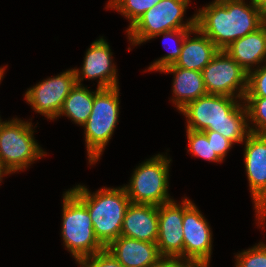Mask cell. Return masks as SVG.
<instances>
[{
  "instance_id": "cell-24",
  "label": "cell",
  "mask_w": 266,
  "mask_h": 267,
  "mask_svg": "<svg viewBox=\"0 0 266 267\" xmlns=\"http://www.w3.org/2000/svg\"><path fill=\"white\" fill-rule=\"evenodd\" d=\"M244 102L248 112L250 131L266 134V97H245Z\"/></svg>"
},
{
  "instance_id": "cell-8",
  "label": "cell",
  "mask_w": 266,
  "mask_h": 267,
  "mask_svg": "<svg viewBox=\"0 0 266 267\" xmlns=\"http://www.w3.org/2000/svg\"><path fill=\"white\" fill-rule=\"evenodd\" d=\"M32 122L18 118L0 126V161L12 172L23 171L47 153L34 137Z\"/></svg>"
},
{
  "instance_id": "cell-2",
  "label": "cell",
  "mask_w": 266,
  "mask_h": 267,
  "mask_svg": "<svg viewBox=\"0 0 266 267\" xmlns=\"http://www.w3.org/2000/svg\"><path fill=\"white\" fill-rule=\"evenodd\" d=\"M265 22L266 16L252 1L248 4L245 0H214L196 12V27L219 50H225Z\"/></svg>"
},
{
  "instance_id": "cell-7",
  "label": "cell",
  "mask_w": 266,
  "mask_h": 267,
  "mask_svg": "<svg viewBox=\"0 0 266 267\" xmlns=\"http://www.w3.org/2000/svg\"><path fill=\"white\" fill-rule=\"evenodd\" d=\"M190 0H161L146 11L126 33L131 46L141 45L154 35L174 29H194L196 14L183 21ZM189 20V21H188Z\"/></svg>"
},
{
  "instance_id": "cell-33",
  "label": "cell",
  "mask_w": 266,
  "mask_h": 267,
  "mask_svg": "<svg viewBox=\"0 0 266 267\" xmlns=\"http://www.w3.org/2000/svg\"><path fill=\"white\" fill-rule=\"evenodd\" d=\"M5 121H2L1 118H0V126L4 123Z\"/></svg>"
},
{
  "instance_id": "cell-28",
  "label": "cell",
  "mask_w": 266,
  "mask_h": 267,
  "mask_svg": "<svg viewBox=\"0 0 266 267\" xmlns=\"http://www.w3.org/2000/svg\"><path fill=\"white\" fill-rule=\"evenodd\" d=\"M208 140H211V146L213 147V150L217 154V156L223 161L226 157L228 151L232 148L233 142L229 139L225 138L223 135H221L218 132L205 130L203 131Z\"/></svg>"
},
{
  "instance_id": "cell-26",
  "label": "cell",
  "mask_w": 266,
  "mask_h": 267,
  "mask_svg": "<svg viewBox=\"0 0 266 267\" xmlns=\"http://www.w3.org/2000/svg\"><path fill=\"white\" fill-rule=\"evenodd\" d=\"M245 97H266V62L248 73Z\"/></svg>"
},
{
  "instance_id": "cell-30",
  "label": "cell",
  "mask_w": 266,
  "mask_h": 267,
  "mask_svg": "<svg viewBox=\"0 0 266 267\" xmlns=\"http://www.w3.org/2000/svg\"><path fill=\"white\" fill-rule=\"evenodd\" d=\"M266 16V0H250Z\"/></svg>"
},
{
  "instance_id": "cell-22",
  "label": "cell",
  "mask_w": 266,
  "mask_h": 267,
  "mask_svg": "<svg viewBox=\"0 0 266 267\" xmlns=\"http://www.w3.org/2000/svg\"><path fill=\"white\" fill-rule=\"evenodd\" d=\"M161 0H109L105 9H113L120 12L130 21L131 27L146 11L151 9Z\"/></svg>"
},
{
  "instance_id": "cell-16",
  "label": "cell",
  "mask_w": 266,
  "mask_h": 267,
  "mask_svg": "<svg viewBox=\"0 0 266 267\" xmlns=\"http://www.w3.org/2000/svg\"><path fill=\"white\" fill-rule=\"evenodd\" d=\"M158 206L130 203L126 209L121 236L156 243L158 237Z\"/></svg>"
},
{
  "instance_id": "cell-21",
  "label": "cell",
  "mask_w": 266,
  "mask_h": 267,
  "mask_svg": "<svg viewBox=\"0 0 266 267\" xmlns=\"http://www.w3.org/2000/svg\"><path fill=\"white\" fill-rule=\"evenodd\" d=\"M192 30L193 29H174V30L165 31L163 33L154 35L151 39L162 35L164 42H166L168 39H170V40L172 39V41L175 40L174 42H176V43H174V44H176V45L167 54L160 57V59L155 60L146 70L147 71H160L164 67L171 65V64H174L180 56L181 48H182L183 42L185 40V37Z\"/></svg>"
},
{
  "instance_id": "cell-1",
  "label": "cell",
  "mask_w": 266,
  "mask_h": 267,
  "mask_svg": "<svg viewBox=\"0 0 266 267\" xmlns=\"http://www.w3.org/2000/svg\"><path fill=\"white\" fill-rule=\"evenodd\" d=\"M179 112L187 120L186 129L215 131L234 144H242L251 133L247 108L240 98L206 94L191 101Z\"/></svg>"
},
{
  "instance_id": "cell-5",
  "label": "cell",
  "mask_w": 266,
  "mask_h": 267,
  "mask_svg": "<svg viewBox=\"0 0 266 267\" xmlns=\"http://www.w3.org/2000/svg\"><path fill=\"white\" fill-rule=\"evenodd\" d=\"M119 86L96 88L92 112L82 126L90 165L99 161L119 122Z\"/></svg>"
},
{
  "instance_id": "cell-14",
  "label": "cell",
  "mask_w": 266,
  "mask_h": 267,
  "mask_svg": "<svg viewBox=\"0 0 266 267\" xmlns=\"http://www.w3.org/2000/svg\"><path fill=\"white\" fill-rule=\"evenodd\" d=\"M110 45L102 37L92 42L87 49L81 69L74 68L76 84L83 85L84 79L96 80L97 88L118 87L116 65L113 63Z\"/></svg>"
},
{
  "instance_id": "cell-25",
  "label": "cell",
  "mask_w": 266,
  "mask_h": 267,
  "mask_svg": "<svg viewBox=\"0 0 266 267\" xmlns=\"http://www.w3.org/2000/svg\"><path fill=\"white\" fill-rule=\"evenodd\" d=\"M235 267H266V244L254 245L235 255Z\"/></svg>"
},
{
  "instance_id": "cell-12",
  "label": "cell",
  "mask_w": 266,
  "mask_h": 267,
  "mask_svg": "<svg viewBox=\"0 0 266 267\" xmlns=\"http://www.w3.org/2000/svg\"><path fill=\"white\" fill-rule=\"evenodd\" d=\"M75 85V71L68 69L27 89L24 100L40 115L50 120L57 119L65 98Z\"/></svg>"
},
{
  "instance_id": "cell-29",
  "label": "cell",
  "mask_w": 266,
  "mask_h": 267,
  "mask_svg": "<svg viewBox=\"0 0 266 267\" xmlns=\"http://www.w3.org/2000/svg\"><path fill=\"white\" fill-rule=\"evenodd\" d=\"M150 267H192L189 263L180 261L179 259L163 258L156 265Z\"/></svg>"
},
{
  "instance_id": "cell-20",
  "label": "cell",
  "mask_w": 266,
  "mask_h": 267,
  "mask_svg": "<svg viewBox=\"0 0 266 267\" xmlns=\"http://www.w3.org/2000/svg\"><path fill=\"white\" fill-rule=\"evenodd\" d=\"M94 96L95 91L76 84L65 98L57 118L64 115L82 127L92 112Z\"/></svg>"
},
{
  "instance_id": "cell-11",
  "label": "cell",
  "mask_w": 266,
  "mask_h": 267,
  "mask_svg": "<svg viewBox=\"0 0 266 267\" xmlns=\"http://www.w3.org/2000/svg\"><path fill=\"white\" fill-rule=\"evenodd\" d=\"M243 143L244 165L255 208V220L262 227L266 224V134L251 132Z\"/></svg>"
},
{
  "instance_id": "cell-4",
  "label": "cell",
  "mask_w": 266,
  "mask_h": 267,
  "mask_svg": "<svg viewBox=\"0 0 266 267\" xmlns=\"http://www.w3.org/2000/svg\"><path fill=\"white\" fill-rule=\"evenodd\" d=\"M86 205L71 191L63 194L61 237L75 260L94 255L106 247L97 239Z\"/></svg>"
},
{
  "instance_id": "cell-18",
  "label": "cell",
  "mask_w": 266,
  "mask_h": 267,
  "mask_svg": "<svg viewBox=\"0 0 266 267\" xmlns=\"http://www.w3.org/2000/svg\"><path fill=\"white\" fill-rule=\"evenodd\" d=\"M159 72L173 73V96L172 103L178 111L183 109L188 103L204 96L207 93L201 71L176 67L174 64L168 65Z\"/></svg>"
},
{
  "instance_id": "cell-19",
  "label": "cell",
  "mask_w": 266,
  "mask_h": 267,
  "mask_svg": "<svg viewBox=\"0 0 266 267\" xmlns=\"http://www.w3.org/2000/svg\"><path fill=\"white\" fill-rule=\"evenodd\" d=\"M191 34H194L191 38ZM216 45L195 27L183 42L180 56L174 63L176 67L202 71L218 53Z\"/></svg>"
},
{
  "instance_id": "cell-9",
  "label": "cell",
  "mask_w": 266,
  "mask_h": 267,
  "mask_svg": "<svg viewBox=\"0 0 266 267\" xmlns=\"http://www.w3.org/2000/svg\"><path fill=\"white\" fill-rule=\"evenodd\" d=\"M184 262L192 267L209 266L212 255V231L195 203L184 197Z\"/></svg>"
},
{
  "instance_id": "cell-32",
  "label": "cell",
  "mask_w": 266,
  "mask_h": 267,
  "mask_svg": "<svg viewBox=\"0 0 266 267\" xmlns=\"http://www.w3.org/2000/svg\"><path fill=\"white\" fill-rule=\"evenodd\" d=\"M6 68H7V66H5V67H0V83H1V81H2V78H3V76H4V72H5Z\"/></svg>"
},
{
  "instance_id": "cell-27",
  "label": "cell",
  "mask_w": 266,
  "mask_h": 267,
  "mask_svg": "<svg viewBox=\"0 0 266 267\" xmlns=\"http://www.w3.org/2000/svg\"><path fill=\"white\" fill-rule=\"evenodd\" d=\"M80 267H123L106 249L76 261Z\"/></svg>"
},
{
  "instance_id": "cell-10",
  "label": "cell",
  "mask_w": 266,
  "mask_h": 267,
  "mask_svg": "<svg viewBox=\"0 0 266 267\" xmlns=\"http://www.w3.org/2000/svg\"><path fill=\"white\" fill-rule=\"evenodd\" d=\"M201 72L208 94L227 95L244 100L248 73L224 50H219Z\"/></svg>"
},
{
  "instance_id": "cell-23",
  "label": "cell",
  "mask_w": 266,
  "mask_h": 267,
  "mask_svg": "<svg viewBox=\"0 0 266 267\" xmlns=\"http://www.w3.org/2000/svg\"><path fill=\"white\" fill-rule=\"evenodd\" d=\"M186 136L188 140V152H190L192 156L204 158L209 162H223L213 150L211 140H208L203 131L186 129Z\"/></svg>"
},
{
  "instance_id": "cell-31",
  "label": "cell",
  "mask_w": 266,
  "mask_h": 267,
  "mask_svg": "<svg viewBox=\"0 0 266 267\" xmlns=\"http://www.w3.org/2000/svg\"><path fill=\"white\" fill-rule=\"evenodd\" d=\"M13 174L1 161H0V183L3 180L4 175Z\"/></svg>"
},
{
  "instance_id": "cell-6",
  "label": "cell",
  "mask_w": 266,
  "mask_h": 267,
  "mask_svg": "<svg viewBox=\"0 0 266 267\" xmlns=\"http://www.w3.org/2000/svg\"><path fill=\"white\" fill-rule=\"evenodd\" d=\"M171 161L158 153L136 166L129 184L123 185L130 203L160 206L174 200L168 193Z\"/></svg>"
},
{
  "instance_id": "cell-3",
  "label": "cell",
  "mask_w": 266,
  "mask_h": 267,
  "mask_svg": "<svg viewBox=\"0 0 266 267\" xmlns=\"http://www.w3.org/2000/svg\"><path fill=\"white\" fill-rule=\"evenodd\" d=\"M70 190L86 205L95 235L105 247L121 236L124 215L130 204L123 186L102 187L91 193L85 185L78 184Z\"/></svg>"
},
{
  "instance_id": "cell-17",
  "label": "cell",
  "mask_w": 266,
  "mask_h": 267,
  "mask_svg": "<svg viewBox=\"0 0 266 267\" xmlns=\"http://www.w3.org/2000/svg\"><path fill=\"white\" fill-rule=\"evenodd\" d=\"M224 51L247 73L259 68L266 61V22L256 31L235 40Z\"/></svg>"
},
{
  "instance_id": "cell-13",
  "label": "cell",
  "mask_w": 266,
  "mask_h": 267,
  "mask_svg": "<svg viewBox=\"0 0 266 267\" xmlns=\"http://www.w3.org/2000/svg\"><path fill=\"white\" fill-rule=\"evenodd\" d=\"M171 202L158 206V237L156 244L163 258L179 259L184 262L183 217L184 199L182 202Z\"/></svg>"
},
{
  "instance_id": "cell-15",
  "label": "cell",
  "mask_w": 266,
  "mask_h": 267,
  "mask_svg": "<svg viewBox=\"0 0 266 267\" xmlns=\"http://www.w3.org/2000/svg\"><path fill=\"white\" fill-rule=\"evenodd\" d=\"M123 267H150L163 257L156 243L120 236L105 248Z\"/></svg>"
}]
</instances>
